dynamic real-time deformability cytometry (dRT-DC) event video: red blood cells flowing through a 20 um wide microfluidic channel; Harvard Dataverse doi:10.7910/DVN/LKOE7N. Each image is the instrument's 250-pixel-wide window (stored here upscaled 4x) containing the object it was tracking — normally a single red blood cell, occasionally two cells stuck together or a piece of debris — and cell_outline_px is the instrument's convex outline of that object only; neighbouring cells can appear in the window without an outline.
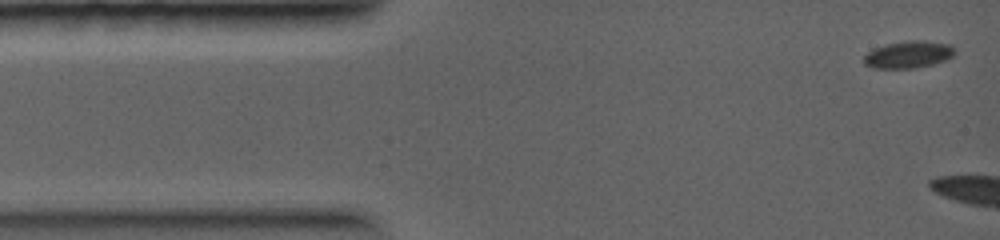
{"species": "common noctule bat (a hibernating species)", "species_latin": "Nyctalus noctula", "temperature_condition": "warm", "stored_images_in_passage": 2, "camera_frame_rate_fps": 5000, "um_per_image_px": 0.085, "animal": {"sex": "female", "body_mass_g": 19.0, "forearm_length_mm": 56.7}, "frame": {"image": 1, "passage_image": 1, "time_ms": 0.0, "image_size_px": [1000, 240], "cell_outline_px": [[956, 48], [952, 56], [944, 60], [932, 64], [916, 68], [872, 68], [864, 64], [864, 56], [868, 52], [884, 44], [904, 40], [924, 40], [948, 44]], "centroid_in_image_um": [77.2, 4.62], "position_along_channel_um": 7.8, "area_um2": 14.39}}